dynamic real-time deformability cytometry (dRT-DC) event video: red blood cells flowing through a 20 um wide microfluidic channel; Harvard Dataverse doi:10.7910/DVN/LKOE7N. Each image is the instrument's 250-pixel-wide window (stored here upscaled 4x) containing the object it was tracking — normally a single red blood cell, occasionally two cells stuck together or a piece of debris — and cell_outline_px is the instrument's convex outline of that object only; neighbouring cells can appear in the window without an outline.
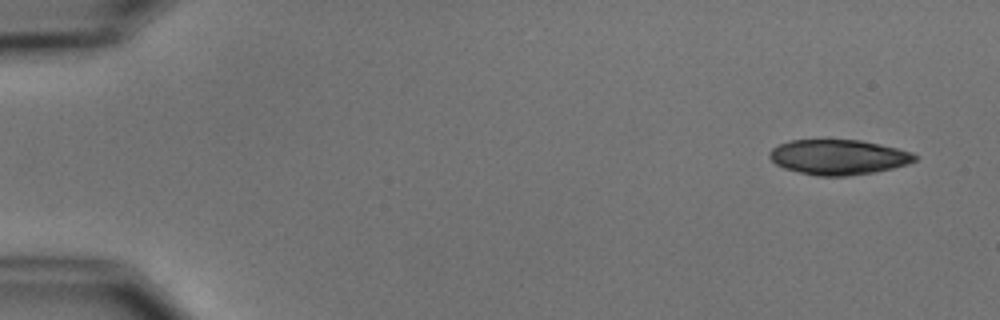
{"species": "common noctule bat (a hibernating species)", "species_latin": "Nyctalus noctula", "temperature_condition": "cold", "stored_images_in_passage": 5, "camera_frame_rate_fps": 3000, "um_per_image_px": 0.085, "animal": {"sex": "male", "body_mass_g": 15.6}, "frame": {"image": 1, "passage_image": 1, "time_ms": 0.0, "image_size_px": [1000, 320], "cell_outline_px": [[920, 156], [916, 160], [908, 164], [892, 168], [872, 172], [848, 176], [820, 176], [800, 172], [784, 168], [776, 164], [768, 156], [768, 152], [772, 148], [780, 144], [792, 140], [860, 140], [880, 144], [912, 152]], "centroid_in_image_um": [71.28, 13.35], "position_along_channel_um": 13.7, "area_um2": 29.59}}
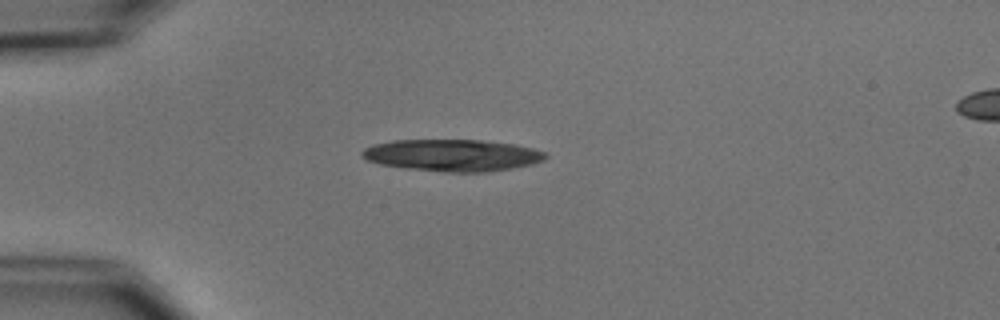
{"frame": {"image": 2, "passage_image": 4, "time_ms": 3.667, "image_size_px": [1000, 320], "cell_outline_px": [[548, 156], [544, 160], [532, 164], [512, 168], [488, 172], [444, 172], [404, 168], [380, 164], [368, 160], [360, 156], [360, 152], [364, 148], [372, 144], [392, 140], [480, 140], [516, 144], [548, 152]], "centroid_in_image_um": [38.45, 13.19], "position_along_channel_um": 46.5, "area_um2": 34.39}}